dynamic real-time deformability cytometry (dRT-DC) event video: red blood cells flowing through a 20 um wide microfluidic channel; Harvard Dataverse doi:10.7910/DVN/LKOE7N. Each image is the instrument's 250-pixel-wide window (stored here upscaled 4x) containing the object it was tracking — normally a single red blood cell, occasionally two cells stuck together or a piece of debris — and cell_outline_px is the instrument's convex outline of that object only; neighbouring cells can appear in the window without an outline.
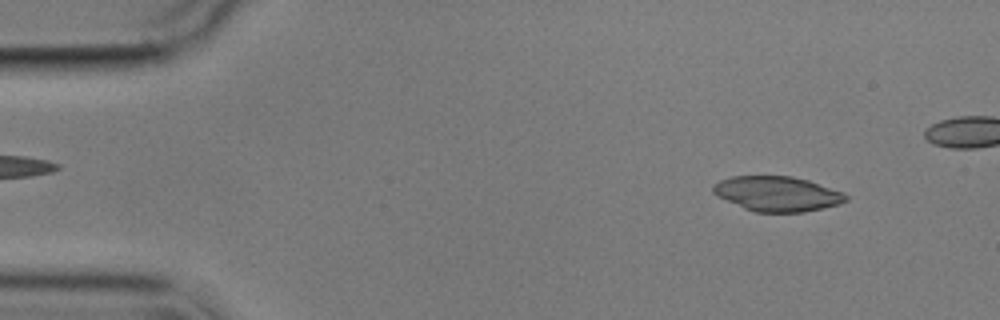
{"species": "common noctule bat (a hibernating species)", "species_latin": "Nyctalus noctula", "temperature_condition": "cold", "stored_images_in_passage": 6, "camera_frame_rate_fps": 3000, "um_per_image_px": 0.085, "animal": {"sex": "male", "body_mass_g": 17.9}, "frame": {"image": 1, "passage_image": 1, "time_ms": 0.0, "image_size_px": [1000, 320], "cell_outline_px": [[848, 200], [840, 204], [804, 212], [756, 212], [744, 208], [716, 196], [712, 192], [712, 184], [720, 180], [732, 176], [792, 176], [808, 180], [844, 192], [848, 196]], "centroid_in_image_um": [66.06, 16.47], "position_along_channel_um": 18.9, "area_um2": 27.17}}
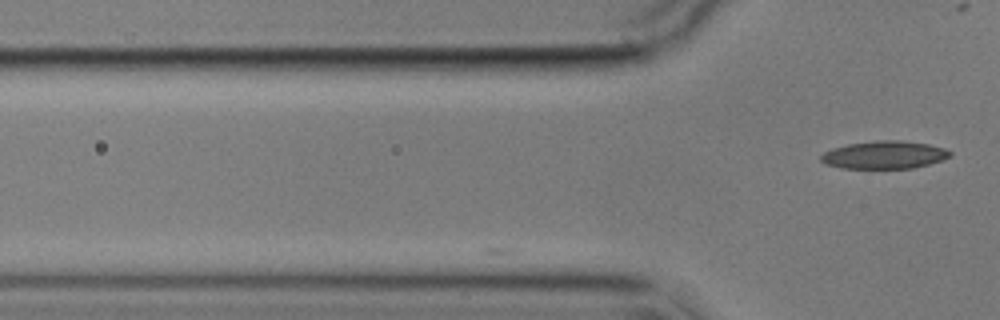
{"frame": {"image": 2, "passage_image": 6, "time_ms": 5.667, "image_size_px": [1000, 320], "cell_outline_px": [[952, 156], [928, 164], [912, 168], [840, 168], [824, 164], [820, 160], [820, 156], [824, 152], [832, 148], [848, 144], [876, 140], [900, 140], [928, 144], [944, 148], [952, 152]], "centroid_in_image_um": [75.14, 13.16], "position_along_channel_um": 50.7, "area_um2": 20.92}}